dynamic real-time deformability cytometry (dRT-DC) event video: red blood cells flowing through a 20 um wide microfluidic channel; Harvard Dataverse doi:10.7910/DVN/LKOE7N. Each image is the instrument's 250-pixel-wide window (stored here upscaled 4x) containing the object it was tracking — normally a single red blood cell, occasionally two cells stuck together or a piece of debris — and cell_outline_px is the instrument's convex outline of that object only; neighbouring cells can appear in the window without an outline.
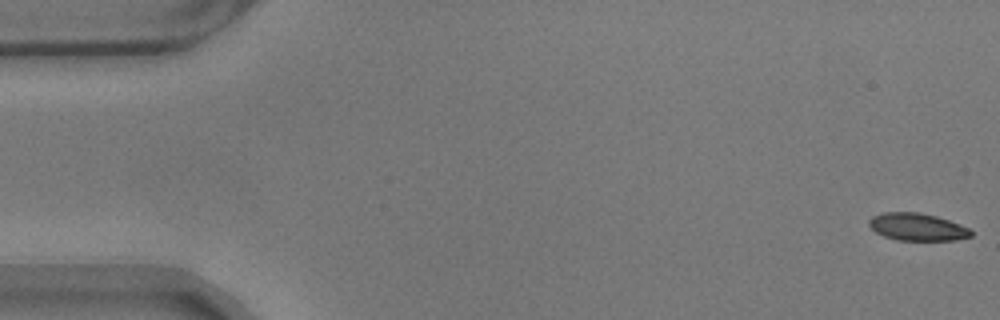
{"species": "common noctule bat (a hibernating species)", "species_latin": "Nyctalus noctula", "temperature_condition": "warm", "stored_images_in_passage": 57, "camera_frame_rate_fps": 3000, "um_per_image_px": 0.085, "animal": {"sex": "male", "body_mass_g": 17.9}, "frame": {"image": 1, "passage_image": 1, "time_ms": 0.0, "image_size_px": [1000, 320], "cell_outline_px": [[972, 236], [956, 240], [896, 240], [884, 236], [876, 232], [868, 224], [868, 220], [872, 216], [884, 212], [920, 212], [936, 216], [960, 224], [968, 228], [972, 232]], "centroid_in_image_um": [77.95, 19.28], "position_along_channel_um": 7.0, "area_um2": 16.3}}
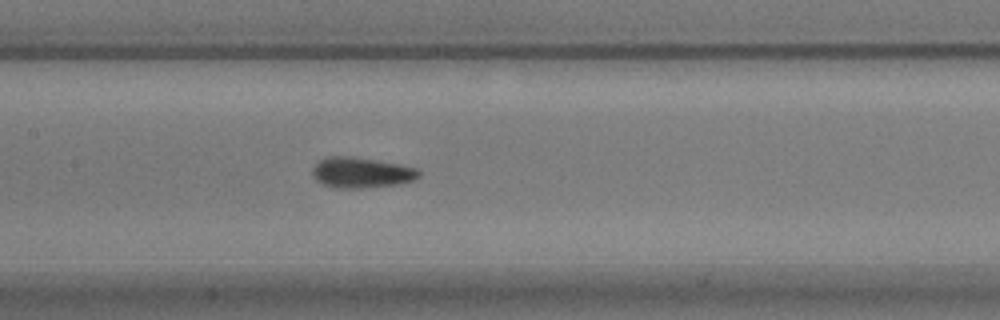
{"frame": {"image": 2, "passage_image": 27, "time_ms": 8.667, "image_size_px": [1000, 320], "cell_outline_px": [[420, 176], [412, 180], [396, 184], [360, 188], [336, 188], [324, 184], [316, 180], [312, 176], [312, 168], [324, 156], [352, 156], [400, 164], [416, 168], [420, 172]], "centroid_in_image_um": [30.67, 14.66], "position_along_channel_um": 176.7, "area_um2": 18.9}}
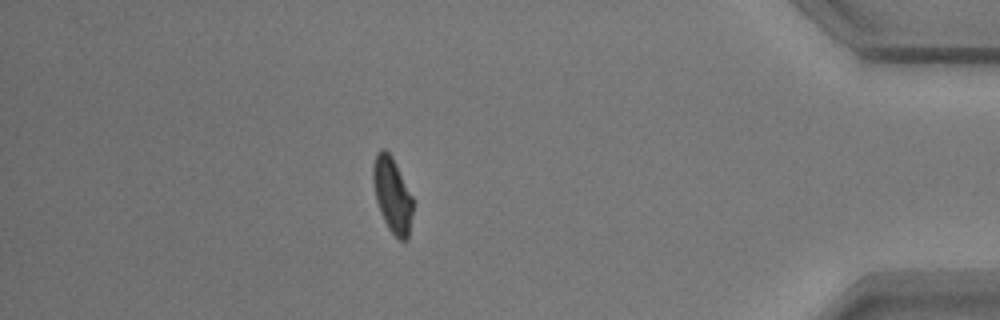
{"frame": {"image": 3, "passage_image": 50, "time_ms": 16.333, "image_size_px": [1000, 320], "cell_outline_px": [[412, 212], [408, 240], [400, 240], [388, 228], [380, 212], [376, 200], [372, 180], [372, 164], [376, 152], [380, 148], [384, 148], [392, 156], [412, 196]], "centroid_in_image_um": [33.32, 16.53], "position_along_channel_um": 401.9, "area_um2": 17.46}, "authors_computed_cell_mechanics": {"area_um2": 17.629, "velocity_mm_per_s": 3.519, "shape_relaxation_time_tau1_ms": 2.9438, "shape_relaxation_time_tau2_ms": 1.3386, "deformation_change_tau1": 0.128, "deformation_change_tau2": 0.0634}}